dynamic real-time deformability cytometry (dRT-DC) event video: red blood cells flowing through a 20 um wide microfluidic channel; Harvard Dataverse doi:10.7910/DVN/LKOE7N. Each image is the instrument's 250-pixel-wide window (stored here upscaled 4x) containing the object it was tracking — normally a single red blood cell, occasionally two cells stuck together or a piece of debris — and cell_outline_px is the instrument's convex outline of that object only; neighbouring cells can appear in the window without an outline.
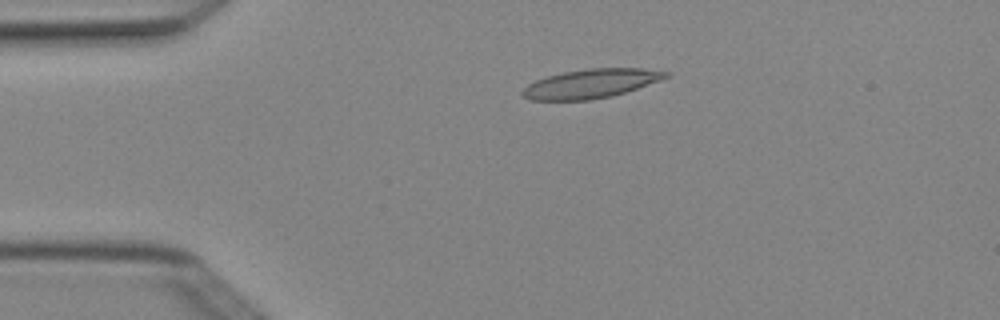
{"species": "Egyptian fruit bat (a non-hibernating species)", "species_latin": "Rousettus aegyptiacus", "temperature_condition": "cold", "stored_images_in_passage": 4, "camera_frame_rate_fps": 3000, "um_per_image_px": 0.085, "animal": {"sex": "female"}, "frame": {"image": 1, "passage_image": 3, "time_ms": 0.667, "image_size_px": [1000, 320], "cell_outline_px": [[672, 72], [668, 76], [660, 80], [612, 96], [588, 100], [532, 100], [524, 96], [520, 92], [528, 84], [536, 80], [548, 76], [564, 72], [588, 68], [640, 68]], "centroid_in_image_um": [50.22, 7.1], "position_along_channel_um": 34.8, "area_um2": 23.99}}